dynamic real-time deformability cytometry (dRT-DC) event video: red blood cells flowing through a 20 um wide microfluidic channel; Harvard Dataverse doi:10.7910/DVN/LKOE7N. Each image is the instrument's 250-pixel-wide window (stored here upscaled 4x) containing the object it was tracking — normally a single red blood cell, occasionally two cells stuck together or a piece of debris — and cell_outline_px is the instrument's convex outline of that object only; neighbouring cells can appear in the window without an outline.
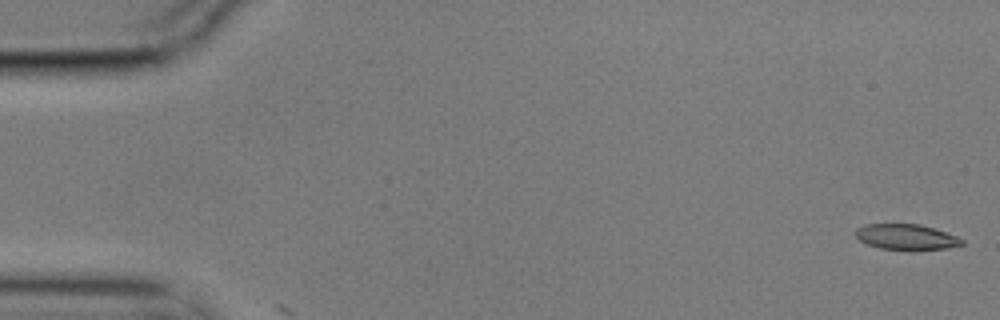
{"species": "common noctule bat (a hibernating species)", "species_latin": "Nyctalus noctula", "temperature_condition": "cold", "stored_images_in_passage": 2, "camera_frame_rate_fps": 3000, "um_per_image_px": 0.085, "animal": {"sex": "male", "body_mass_g": 17.9}, "frame": {"image": 1, "passage_image": 1, "time_ms": 0.0, "image_size_px": [1000, 320], "cell_outline_px": [[964, 244], [948, 248], [916, 252], [908, 252], [880, 248], [868, 244], [860, 240], [856, 236], [856, 228], [864, 224], [920, 224], [956, 236], [964, 240]], "centroid_in_image_um": [77.05, 20.18], "position_along_channel_um": 8.0, "area_um2": 16.3}}